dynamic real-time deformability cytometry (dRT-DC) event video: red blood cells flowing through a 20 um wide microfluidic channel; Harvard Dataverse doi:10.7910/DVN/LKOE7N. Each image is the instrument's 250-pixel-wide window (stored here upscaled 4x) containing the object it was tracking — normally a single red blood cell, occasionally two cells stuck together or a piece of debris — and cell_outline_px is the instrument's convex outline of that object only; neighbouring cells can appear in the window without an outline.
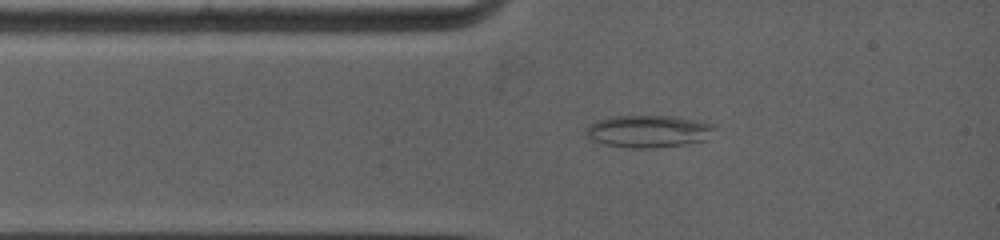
{"species": "common noctule bat (a hibernating species)", "species_latin": "Nyctalus noctula", "temperature_condition": "warm", "stored_images_in_passage": 3, "camera_frame_rate_fps": 5000, "um_per_image_px": 0.085, "animal": {"sex": "female", "body_mass_g": 19.0, "forearm_length_mm": 53.3}, "frame": {"image": 1, "passage_image": 2, "time_ms": 1.0, "image_size_px": [1000, 240], "cell_outline_px": [[716, 128], [704, 140], [684, 144], [652, 148], [632, 148], [608, 144], [592, 140], [584, 136], [584, 132], [588, 124], [596, 120], [616, 116], [672, 116], [696, 120], [712, 124]], "centroid_in_image_um": [55.06, 11.15], "position_along_channel_um": 29.9, "area_um2": 24.04}}